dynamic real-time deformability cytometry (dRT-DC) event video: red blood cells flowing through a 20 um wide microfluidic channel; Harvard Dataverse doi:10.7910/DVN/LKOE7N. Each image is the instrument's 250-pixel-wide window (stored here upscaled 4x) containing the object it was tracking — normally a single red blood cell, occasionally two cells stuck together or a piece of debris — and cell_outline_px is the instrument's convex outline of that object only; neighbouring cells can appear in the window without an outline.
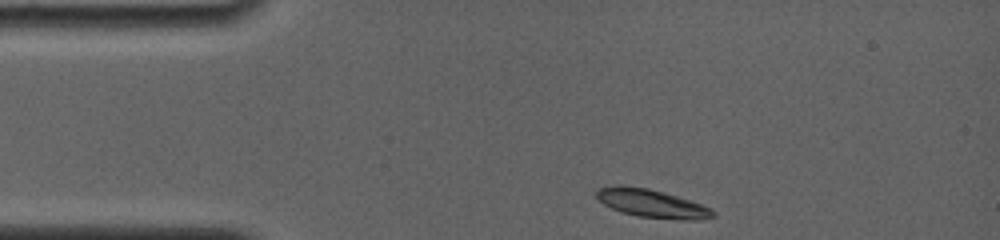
{"species": "common noctule bat (a hibernating species)", "species_latin": "Nyctalus noctula", "temperature_condition": "room temperature", "stored_images_in_passage": 38, "camera_frame_rate_fps": 4000, "um_per_image_px": 0.085, "animal": {"sex": "female", "body_mass_g": 19.0, "forearm_length_mm": 56.7}, "frame": {"image": 1, "passage_image": 1, "time_ms": 0.0, "image_size_px": [1000, 240], "cell_outline_px": [[716, 216], [700, 220], [680, 220], [636, 216], [620, 212], [604, 204], [596, 196], [596, 192], [600, 188], [616, 184], [620, 184], [648, 188], [664, 192], [700, 204], [716, 212]], "centroid_in_image_um": [55.39, 17.29], "position_along_channel_um": 29.6, "area_um2": 19.19}}
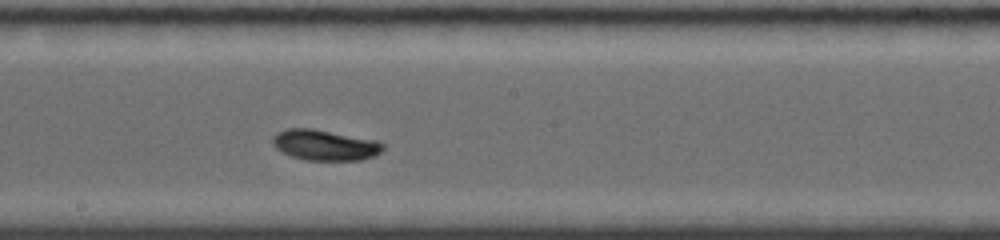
{"frame": {"image": 2, "passage_image": 22, "time_ms": 6.25, "image_size_px": [1000, 240], "cell_outline_px": [[384, 148], [380, 152], [372, 156], [360, 160], [304, 160], [292, 156], [276, 148], [272, 144], [272, 136], [276, 132], [288, 128], [312, 128], [376, 140], [384, 144]], "centroid_in_image_um": [27.58, 12.32], "position_along_channel_um": 220.6, "area_um2": 19.65}}
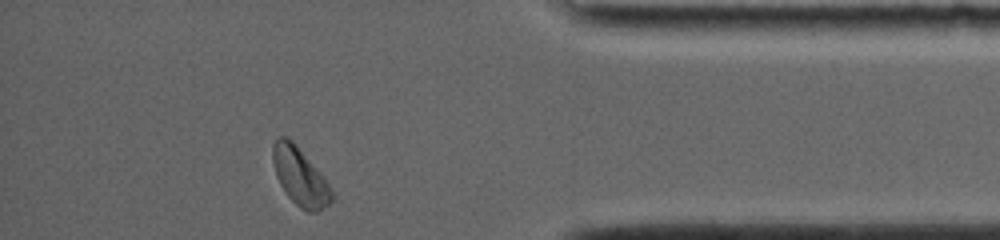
{"frame": {"image": 3, "passage_image": 38, "time_ms": 11.75, "image_size_px": [1000, 240], "cell_outline_px": [[336, 196], [328, 204], [316, 212], [308, 212], [300, 208], [284, 192], [276, 176], [272, 160], [272, 144], [276, 136], [284, 136], [292, 140], [296, 144], [324, 176]], "centroid_in_image_um": [25.5, 14.99], "position_along_channel_um": 409.7, "area_um2": 20.11}, "authors_computed_cell_mechanics": {"area_um2": 19.2763, "velocity_mm_per_s": 3.734, "shape_relaxation_time_tau1_ms": 3.3666, "shape_relaxation_time_tau2_ms": null, "deformation_change_tau1": 0.0967, "deformation_change_tau2": null}}